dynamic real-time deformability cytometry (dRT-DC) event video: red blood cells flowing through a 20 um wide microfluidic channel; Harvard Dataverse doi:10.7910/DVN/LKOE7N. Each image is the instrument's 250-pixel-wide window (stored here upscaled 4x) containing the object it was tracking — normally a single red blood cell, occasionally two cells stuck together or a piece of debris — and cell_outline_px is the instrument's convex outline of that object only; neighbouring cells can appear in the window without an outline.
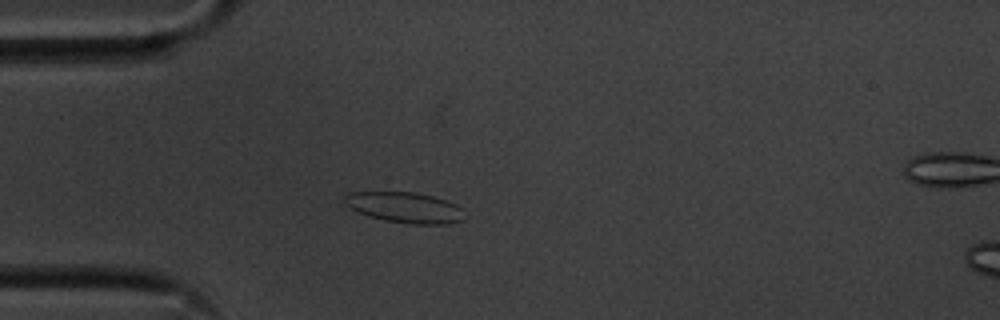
{"species": "common noctule bat (a hibernating species)", "species_latin": "Nyctalus noctula", "temperature_condition": "cold", "stored_images_in_passage": 55, "camera_frame_rate_fps": 3000, "um_per_image_px": 0.085, "animal": {"sex": "male", "body_mass_g": 20.1, "forearm_length_mm": 53.5}, "frame": {"image": 1, "passage_image": 15, "time_ms": 4.667, "image_size_px": [1000, 320], "cell_outline_px": [[464, 220], [448, 224], [408, 224], [384, 220], [368, 216], [344, 204], [344, 196], [348, 192], [416, 192], [432, 196], [456, 204], [464, 208]], "centroid_in_image_um": [34.45, 17.64], "position_along_channel_um": 50.6, "area_um2": 21.56}}
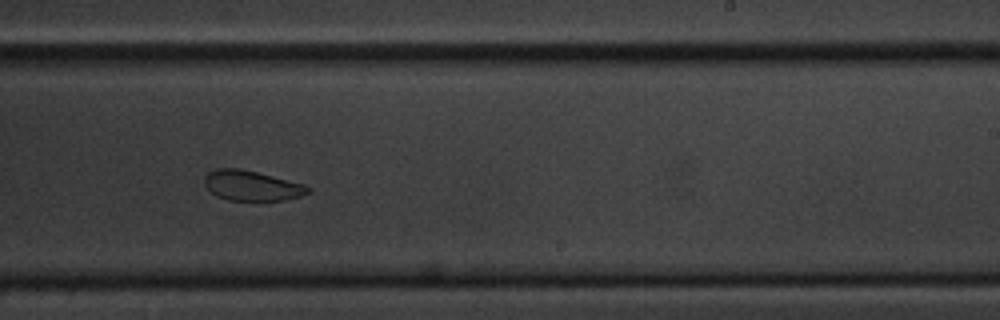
{"frame": {"image": 2, "passage_image": 34, "time_ms": 11.0, "image_size_px": [1000, 320], "cell_outline_px": [[312, 192], [300, 196], [284, 200], [228, 200], [216, 196], [204, 184], [204, 176], [208, 172], [216, 168], [240, 168], [304, 184], [312, 188]], "centroid_in_image_um": [21.4, 15.78], "position_along_channel_um": 267.6, "area_um2": 18.15}}
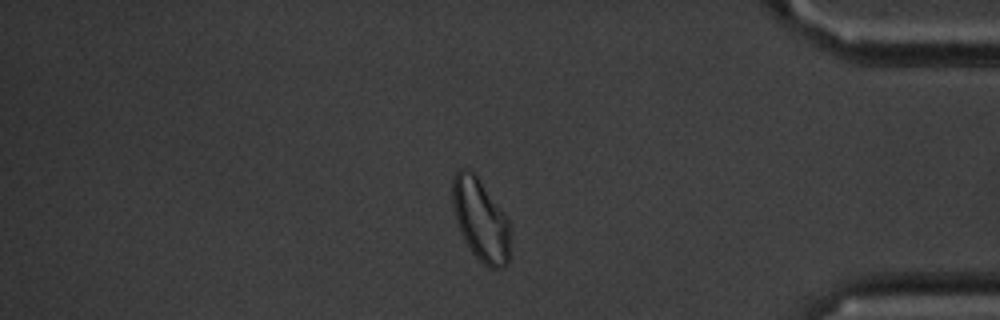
{"frame": {"image": 3, "passage_image": 47, "time_ms": 15.333, "image_size_px": [1000, 320], "cell_outline_px": [[508, 264], [504, 268], [488, 268], [472, 252], [464, 240], [456, 220], [452, 204], [452, 180], [456, 172], [460, 168], [468, 168], [476, 176], [508, 220]], "centroid_in_image_um": [40.81, 18.7], "position_along_channel_um": 394.4, "area_um2": 26.93}, "authors_computed_cell_mechanics": {"area_um2": 21.6172, "velocity_mm_per_s": 3.581, "shape_relaxation_time_tau1_ms": 2.5039, "shape_relaxation_time_tau2_ms": 3.3205, "deformation_change_tau1": 0.08, "deformation_change_tau2": 0.0698}}